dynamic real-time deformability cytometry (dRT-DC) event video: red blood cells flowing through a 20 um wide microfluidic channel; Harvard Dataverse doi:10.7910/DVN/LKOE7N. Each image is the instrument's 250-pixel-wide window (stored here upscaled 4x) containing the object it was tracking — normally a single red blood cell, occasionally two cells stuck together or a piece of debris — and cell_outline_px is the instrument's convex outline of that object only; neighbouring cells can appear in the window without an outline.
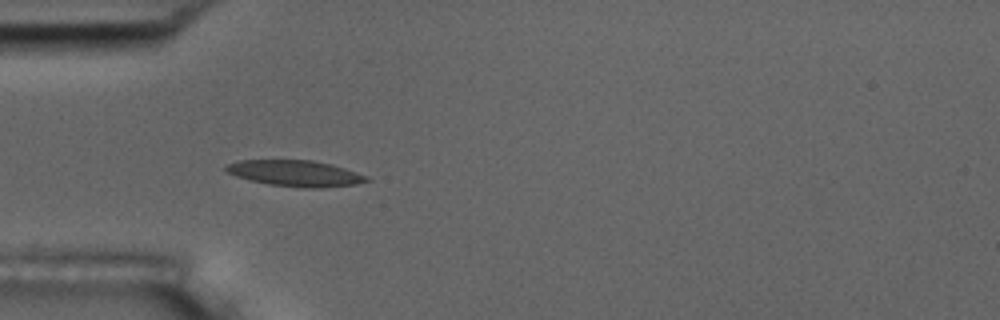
{"species": "common noctule bat (a hibernating species)", "species_latin": "Nyctalus noctula", "temperature_condition": "room temperature", "stored_images_in_passage": 4, "camera_frame_rate_fps": 3000, "um_per_image_px": 0.085, "animal": {"sex": "male", "body_mass_g": 17.5, "forearm_length_mm": 52.3}, "frame": {"image": 1, "passage_image": 3, "time_ms": 3.333, "image_size_px": [1000, 320], "cell_outline_px": [[372, 180], [356, 184], [320, 188], [304, 188], [268, 184], [236, 176], [228, 172], [224, 168], [224, 164], [240, 160], [312, 160], [332, 164], [368, 176]], "centroid_in_image_um": [25.12, 14.73], "position_along_channel_um": 59.9, "area_um2": 21.39}}